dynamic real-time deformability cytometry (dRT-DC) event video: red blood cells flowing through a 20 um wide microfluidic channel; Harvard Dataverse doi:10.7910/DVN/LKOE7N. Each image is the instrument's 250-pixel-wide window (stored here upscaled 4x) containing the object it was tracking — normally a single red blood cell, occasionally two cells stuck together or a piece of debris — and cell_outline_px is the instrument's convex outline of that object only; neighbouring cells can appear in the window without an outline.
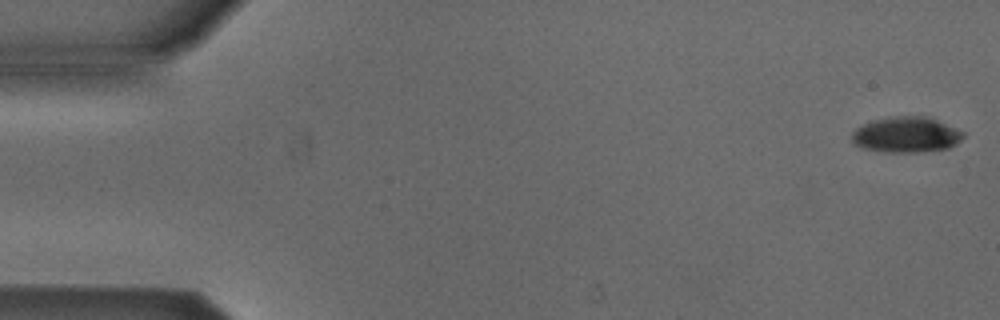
{"species": "Egyptian fruit bat (a non-hibernating species)", "species_latin": "Rousettus aegyptiacus", "temperature_condition": "cold", "stored_images_in_passage": 13, "camera_frame_rate_fps": 3000, "um_per_image_px": 0.085, "animal": {"sex": "male"}, "frame": {"image": 1, "passage_image": 1, "time_ms": 0.0, "image_size_px": [1000, 320], "cell_outline_px": [[964, 136], [956, 144], [948, 148], [916, 152], [884, 152], [864, 148], [856, 144], [852, 140], [852, 132], [856, 128], [872, 120], [896, 116], [928, 116], [964, 132]], "centroid_in_image_um": [77.03, 11.44], "position_along_channel_um": 8.0, "area_um2": 22.95}}